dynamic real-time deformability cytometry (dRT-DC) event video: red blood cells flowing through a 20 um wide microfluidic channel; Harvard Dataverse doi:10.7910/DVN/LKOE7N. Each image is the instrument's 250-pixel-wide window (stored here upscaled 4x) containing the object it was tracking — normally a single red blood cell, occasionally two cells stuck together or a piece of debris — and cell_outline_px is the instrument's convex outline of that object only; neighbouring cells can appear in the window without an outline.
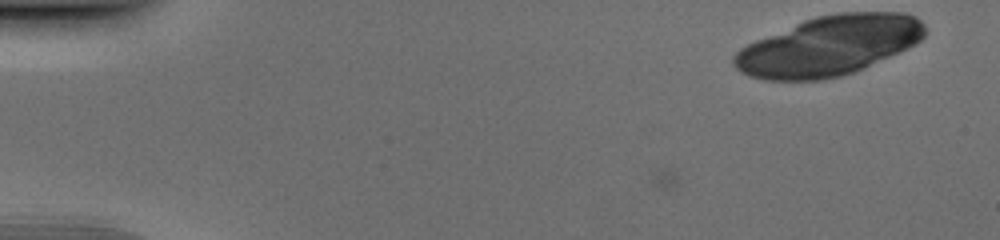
{"species": "human", "species_latin": "Homo sapiens", "temperature_condition": "cold", "stored_images_in_passage": 5, "camera_frame_rate_fps": 3000, "um_per_image_px": 0.085, "donor": {"sex": "male"}, "frame": {"image": 1, "passage_image": 1, "time_ms": 0.0, "image_size_px": [1000, 240], "cell_outline_px": [[924, 36], [916, 44], [900, 52], [852, 72], [840, 76], [824, 80], [764, 80], [748, 76], [740, 72], [732, 64], [732, 56], [740, 48], [756, 40], [804, 20], [816, 16], [840, 12], [904, 12], [916, 16], [924, 24]], "centroid_in_image_um": [70.45, 3.89], "position_along_channel_um": 14.6, "area_um2": 66.3}}